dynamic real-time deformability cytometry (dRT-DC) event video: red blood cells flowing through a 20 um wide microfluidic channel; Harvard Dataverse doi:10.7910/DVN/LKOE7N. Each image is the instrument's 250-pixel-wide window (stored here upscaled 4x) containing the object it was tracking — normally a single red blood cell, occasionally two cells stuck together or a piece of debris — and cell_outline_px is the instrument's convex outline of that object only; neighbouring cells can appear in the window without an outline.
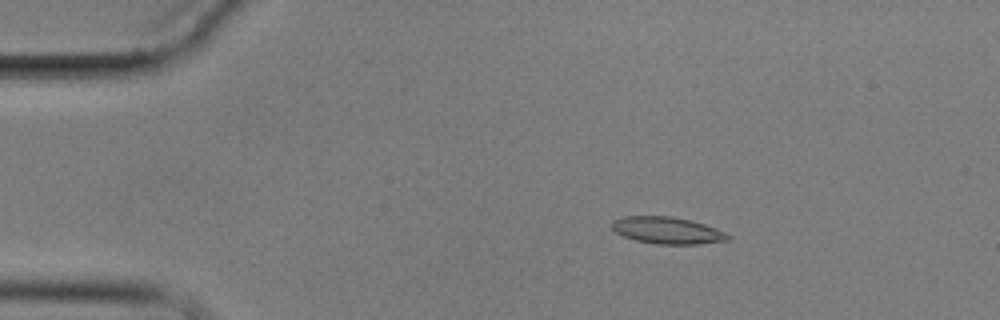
{"species": "common noctule bat (a hibernating species)", "species_latin": "Nyctalus noctula", "temperature_condition": "cold", "stored_images_in_passage": 5, "camera_frame_rate_fps": 3000, "um_per_image_px": 0.085, "animal": {"sex": "male", "body_mass_g": 17.9}, "frame": {"image": 1, "passage_image": 3, "time_ms": 2.333, "image_size_px": [1000, 320], "cell_outline_px": [[732, 240], [700, 244], [656, 244], [636, 240], [624, 236], [616, 232], [612, 228], [612, 220], [624, 216], [672, 216], [692, 220], [704, 224], [724, 232], [732, 236]], "centroid_in_image_um": [56.75, 19.58], "position_along_channel_um": 28.3, "area_um2": 18.26}}